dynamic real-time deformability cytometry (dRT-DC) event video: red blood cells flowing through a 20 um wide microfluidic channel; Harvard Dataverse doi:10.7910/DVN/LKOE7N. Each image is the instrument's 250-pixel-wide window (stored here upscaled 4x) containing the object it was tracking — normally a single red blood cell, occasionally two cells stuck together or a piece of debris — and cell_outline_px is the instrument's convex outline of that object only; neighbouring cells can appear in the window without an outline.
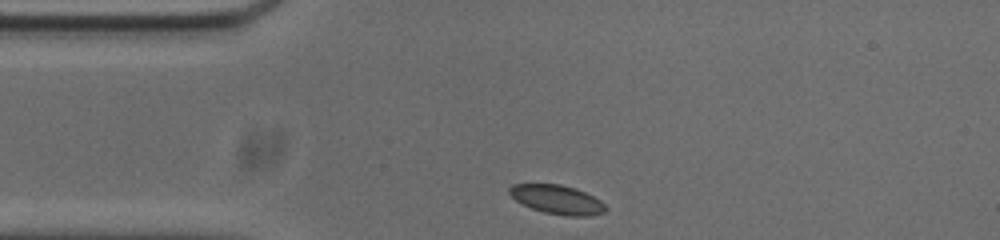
{"species": "common noctule bat (a hibernating species)", "species_latin": "Nyctalus noctula", "temperature_condition": "cold", "stored_images_in_passage": 33, "camera_frame_rate_fps": 3000, "um_per_image_px": 0.085, "animal": {"sex": "male", "body_mass_g": 20.0, "forearm_length_mm": 53.3}, "frame": {"image": 1, "passage_image": 1, "time_ms": 0.0, "image_size_px": [1000, 240], "cell_outline_px": [[608, 208], [604, 212], [592, 216], [568, 216], [544, 212], [532, 208], [516, 200], [508, 192], [508, 188], [512, 184], [560, 184], [576, 188], [600, 200]], "centroid_in_image_um": [47.37, 16.96], "position_along_channel_um": 37.6, "area_um2": 16.18}}
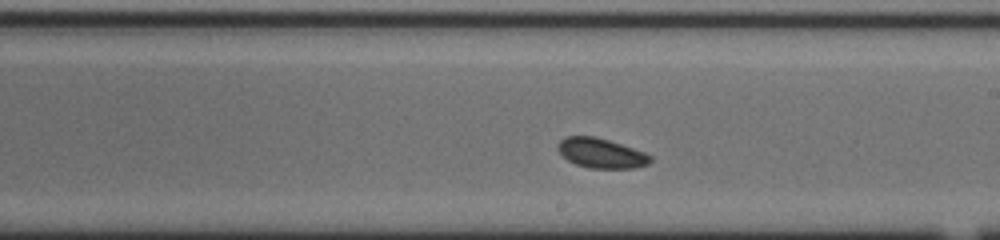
{"frame": {"image": 2, "passage_image": 19, "time_ms": 6.0, "image_size_px": [1000, 240], "cell_outline_px": [[652, 160], [648, 164], [636, 168], [588, 168], [576, 164], [568, 160], [556, 148], [560, 140], [564, 136], [596, 136], [644, 152], [652, 156]], "centroid_in_image_um": [51.09, 13.02], "position_along_channel_um": 237.9, "area_um2": 16.01}}
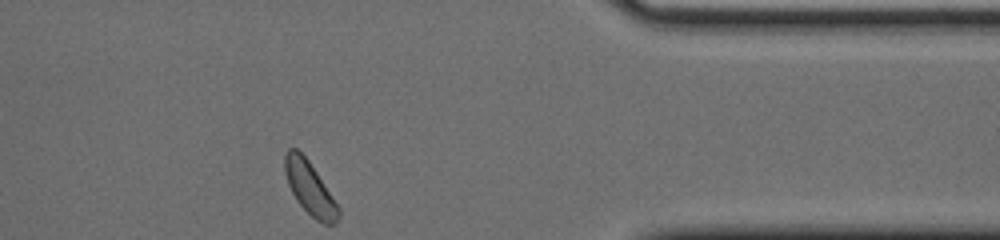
{"frame": {"image": 3, "passage_image": 33, "time_ms": 10.667, "image_size_px": [1000, 240], "cell_outline_px": [[340, 216], [332, 224], [324, 224], [316, 220], [296, 200], [288, 184], [284, 172], [284, 156], [288, 148], [296, 148], [308, 160], [340, 208]], "centroid_in_image_um": [26.31, 15.99], "position_along_channel_um": 385.1, "area_um2": 16.24}, "authors_computed_cell_mechanics": {"area_um2": 16.2996, "velocity_mm_per_s": 3.6962, "shape_relaxation_time_tau1_ms": null, "shape_relaxation_time_tau2_ms": 2.533, "deformation_change_tau1": null, "deformation_change_tau2": 0.0511}}